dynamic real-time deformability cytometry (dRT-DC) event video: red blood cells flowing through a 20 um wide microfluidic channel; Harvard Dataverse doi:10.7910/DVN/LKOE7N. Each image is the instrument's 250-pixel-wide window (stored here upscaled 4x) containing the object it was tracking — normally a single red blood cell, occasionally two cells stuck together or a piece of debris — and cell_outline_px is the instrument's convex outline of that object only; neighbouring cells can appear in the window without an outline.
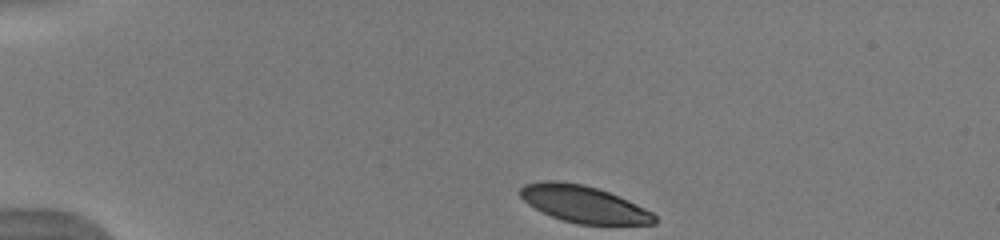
{"species": "human", "species_latin": "Homo sapiens", "temperature_condition": "warm", "stored_images_in_passage": 35, "camera_frame_rate_fps": 3000, "um_per_image_px": 0.085, "donor": {"sex": "male"}, "frame": {"image": 1, "passage_image": 1, "time_ms": 0.0, "image_size_px": [1000, 240], "cell_outline_px": [[656, 224], [576, 224], [552, 216], [528, 204], [520, 196], [520, 188], [524, 184], [544, 180], [560, 180], [584, 184], [608, 192], [636, 204], [652, 212], [656, 216]], "centroid_in_image_um": [49.6, 17.33], "position_along_channel_um": 35.4, "area_um2": 28.67}}
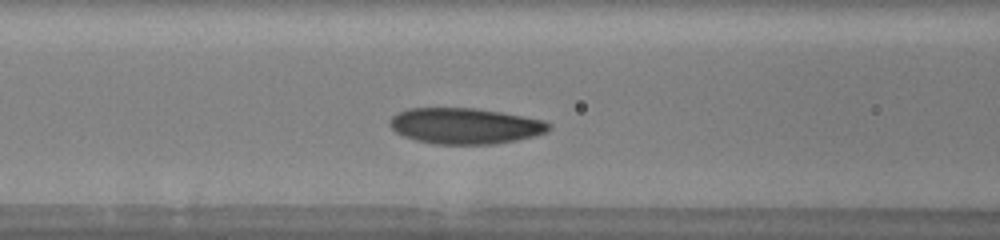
{"frame": {"image": 2, "passage_image": 13, "time_ms": 4.0, "image_size_px": [1000, 240], "cell_outline_px": [[552, 124], [548, 132], [516, 140], [496, 144], [432, 144], [416, 140], [404, 136], [396, 132], [388, 124], [388, 120], [392, 116], [408, 108], [476, 108], [500, 112], [544, 120]], "centroid_in_image_um": [39.52, 10.7], "position_along_channel_um": 127.1, "area_um2": 33.35}}
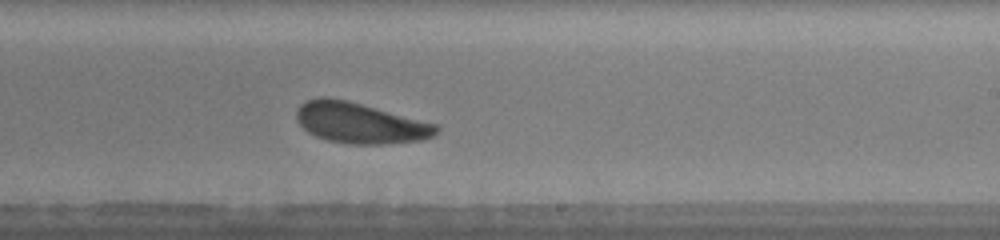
{"frame": {"image": 3, "passage_image": 22, "time_ms": 7.0, "image_size_px": [1000, 240], "cell_outline_px": [[440, 128], [432, 136], [424, 140], [384, 144], [348, 144], [328, 140], [316, 136], [308, 132], [296, 120], [296, 108], [300, 104], [308, 100], [320, 96], [328, 96], [348, 100], [436, 124]], "centroid_in_image_um": [30.57, 10.44], "position_along_channel_um": 258.4, "area_um2": 33.23}, "authors_computed_cell_mechanics": {"area_um2": 33.1194, "velocity_mm_per_s": 3.9763, "shape_relaxation_time_tau1_ms": 2.6021, "shape_relaxation_time_tau2_ms": 9.6112, "deformation_change_tau1": 0.1026, "deformation_change_tau2": 0.2239}}